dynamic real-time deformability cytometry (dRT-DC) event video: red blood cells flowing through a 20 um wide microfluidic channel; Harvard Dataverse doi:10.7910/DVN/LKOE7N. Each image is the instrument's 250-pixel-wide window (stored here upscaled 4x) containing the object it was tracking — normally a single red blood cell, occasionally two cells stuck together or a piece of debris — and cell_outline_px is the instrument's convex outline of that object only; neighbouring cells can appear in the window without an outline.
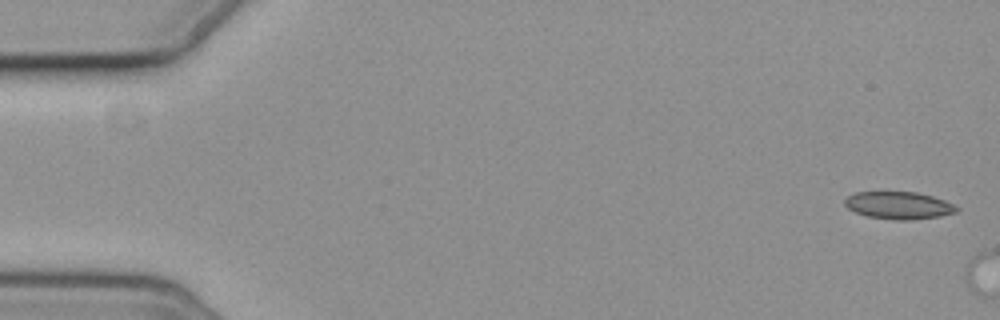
{"species": "common noctule bat (a hibernating species)", "species_latin": "Nyctalus noctula", "temperature_condition": "cold", "stored_images_in_passage": 2, "camera_frame_rate_fps": 3000, "um_per_image_px": 0.085, "animal": {"sex": "female", "body_mass_g": 19.3, "forearm_length_mm": 54.1}, "frame": {"image": 1, "passage_image": 1, "time_ms": 0.0, "image_size_px": [1000, 320], "cell_outline_px": [[960, 208], [956, 212], [940, 216], [912, 220], [896, 220], [868, 216], [856, 212], [848, 208], [844, 204], [844, 200], [848, 196], [856, 192], [916, 192], [932, 196], [944, 200]], "centroid_in_image_um": [76.4, 17.46], "position_along_channel_um": 8.6, "area_um2": 17.74}}